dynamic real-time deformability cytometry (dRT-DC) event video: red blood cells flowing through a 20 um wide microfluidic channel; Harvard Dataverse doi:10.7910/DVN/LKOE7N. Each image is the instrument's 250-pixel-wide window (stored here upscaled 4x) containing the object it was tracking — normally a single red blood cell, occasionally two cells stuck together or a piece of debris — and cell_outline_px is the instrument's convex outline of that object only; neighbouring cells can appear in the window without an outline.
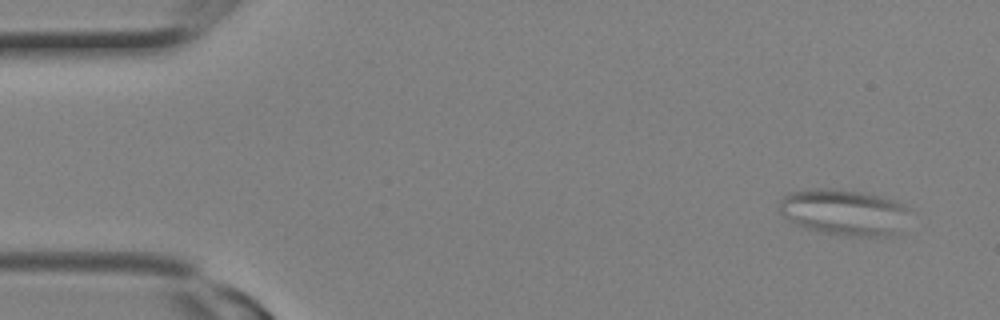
{"species": "Egyptian fruit bat (a non-hibernating species)", "species_latin": "Rousettus aegyptiacus", "temperature_condition": "room temperature", "stored_images_in_passage": 12, "camera_frame_rate_fps": 3000, "um_per_image_px": 0.085, "animal": {"sex": "female"}, "frame": {"image": 1, "passage_image": 1, "time_ms": 0.0, "image_size_px": [1000, 320], "cell_outline_px": [[908, 208], [900, 232], [892, 236], [852, 236], [820, 232], [796, 224], [788, 220], [780, 212], [780, 200], [788, 192], [816, 188], [832, 188], [860, 192], [880, 196], [896, 200], [904, 204]], "centroid_in_image_um": [71.74, 18.03], "position_along_channel_um": 13.3, "area_um2": 34.91}}
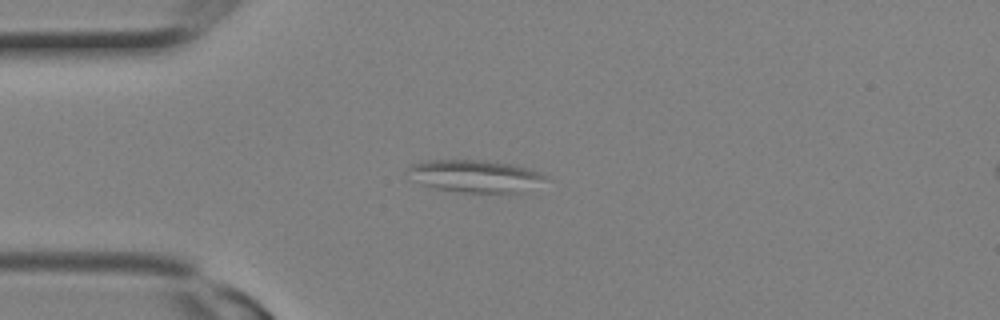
{"frame": {"image": 2, "passage_image": 6, "time_ms": 1.667, "image_size_px": [1000, 320], "cell_outline_px": [[552, 180], [524, 192], [464, 192], [436, 188], [408, 180], [408, 168], [412, 164], [424, 160], [488, 160], [512, 164], [528, 168], [540, 172], [548, 176]], "centroid_in_image_um": [40.44, 14.96], "position_along_channel_um": 44.6, "area_um2": 26.47}}
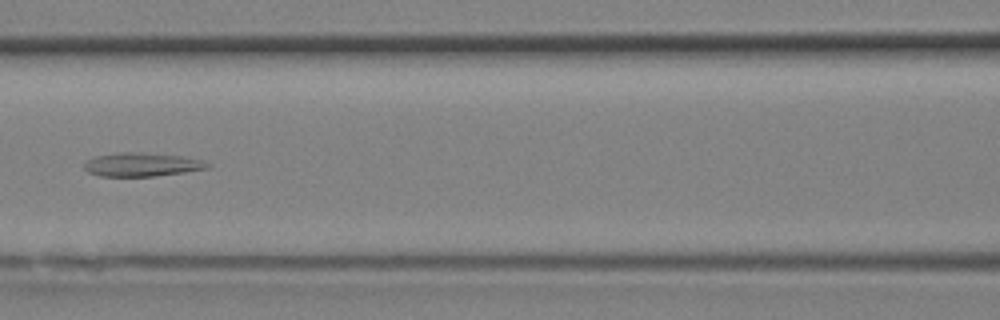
{"frame": {"image": 3, "passage_image": 11, "time_ms": 3.333, "image_size_px": [1000, 320], "cell_outline_px": [[212, 164], [208, 168], [184, 172], [152, 176], [100, 176], [88, 172], [84, 168], [84, 164], [88, 160], [96, 156], [120, 152], [140, 152], [184, 156], [204, 160]], "centroid_in_image_um": [12.1, 13.98], "position_along_channel_um": 154.5, "area_um2": 16.99}}